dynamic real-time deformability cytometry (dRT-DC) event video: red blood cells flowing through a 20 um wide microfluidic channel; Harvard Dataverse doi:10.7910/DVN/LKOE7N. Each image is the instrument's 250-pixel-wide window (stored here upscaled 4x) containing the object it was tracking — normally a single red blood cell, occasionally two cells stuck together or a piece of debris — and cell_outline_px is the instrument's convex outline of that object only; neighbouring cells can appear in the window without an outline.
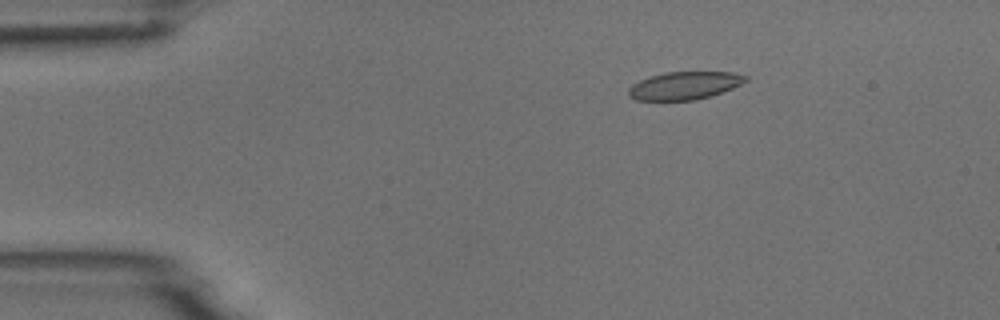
{"species": "common noctule bat (a hibernating species)", "species_latin": "Nyctalus noctula", "temperature_condition": "room temperature", "stored_images_in_passage": 5, "camera_frame_rate_fps": 3000, "um_per_image_px": 0.085, "animal": {"sex": "male", "body_mass_g": 18.8}, "frame": {"image": 1, "passage_image": 3, "time_ms": 0.667, "image_size_px": [1000, 320], "cell_outline_px": [[748, 80], [732, 88], [696, 100], [636, 100], [628, 96], [628, 88], [632, 84], [640, 80], [664, 72], [732, 72], [748, 76]], "centroid_in_image_um": [58.16, 7.27], "position_along_channel_um": 26.8, "area_um2": 18.84}}